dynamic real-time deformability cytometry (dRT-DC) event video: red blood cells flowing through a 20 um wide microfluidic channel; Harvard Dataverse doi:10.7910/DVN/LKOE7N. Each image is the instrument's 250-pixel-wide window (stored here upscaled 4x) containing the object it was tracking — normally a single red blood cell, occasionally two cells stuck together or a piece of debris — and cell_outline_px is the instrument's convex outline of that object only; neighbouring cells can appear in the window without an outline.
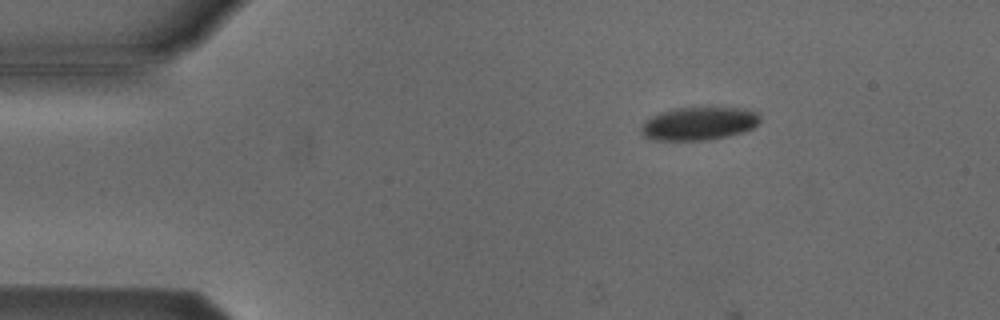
{"species": "Egyptian fruit bat (a non-hibernating species)", "species_latin": "Rousettus aegyptiacus", "temperature_condition": "cold", "stored_images_in_passage": 3, "camera_frame_rate_fps": 3000, "um_per_image_px": 0.085, "animal": {"sex": "male"}, "frame": {"image": 1, "passage_image": 1, "time_ms": 0.0, "image_size_px": [1000, 320], "cell_outline_px": [[760, 120], [752, 128], [740, 132], [708, 140], [656, 140], [644, 136], [640, 132], [640, 128], [652, 116], [660, 112], [672, 108], [708, 104], [744, 108], [756, 112], [760, 116]], "centroid_in_image_um": [59.42, 10.43], "position_along_channel_um": 25.6, "area_um2": 23.64}}